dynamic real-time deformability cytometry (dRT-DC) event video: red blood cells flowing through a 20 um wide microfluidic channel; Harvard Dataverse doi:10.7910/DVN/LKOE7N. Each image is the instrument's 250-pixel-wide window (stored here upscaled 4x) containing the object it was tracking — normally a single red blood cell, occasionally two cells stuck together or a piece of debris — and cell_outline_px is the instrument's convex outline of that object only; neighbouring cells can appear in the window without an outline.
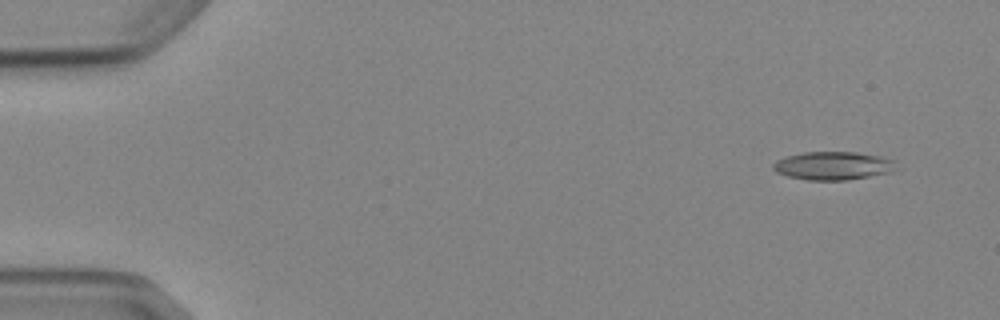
{"species": "Egyptian fruit bat (a non-hibernating species)", "species_latin": "Rousettus aegyptiacus", "temperature_condition": "cold", "stored_images_in_passage": 4, "camera_frame_rate_fps": 3000, "um_per_image_px": 0.085, "animal": {"sex": "female"}, "frame": {"image": 1, "passage_image": 1, "time_ms": 0.0, "image_size_px": [1000, 320], "cell_outline_px": [[900, 168], [892, 172], [848, 180], [808, 180], [788, 176], [776, 172], [772, 168], [772, 164], [776, 160], [784, 156], [804, 152], [856, 152], [880, 156], [896, 160]], "centroid_in_image_um": [70.86, 14.08], "position_along_channel_um": 14.1, "area_um2": 20.63}}